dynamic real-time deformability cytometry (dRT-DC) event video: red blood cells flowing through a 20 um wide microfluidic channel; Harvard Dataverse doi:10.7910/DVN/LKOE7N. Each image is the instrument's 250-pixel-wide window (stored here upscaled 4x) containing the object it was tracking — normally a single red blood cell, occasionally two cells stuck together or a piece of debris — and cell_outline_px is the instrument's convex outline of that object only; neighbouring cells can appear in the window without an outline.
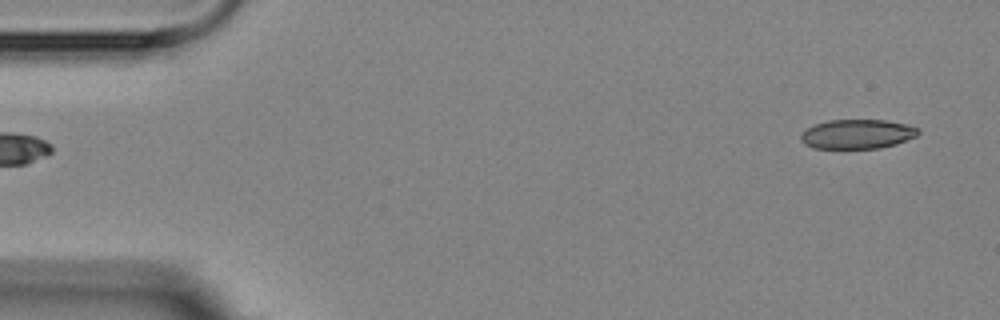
{"species": "Egyptian fruit bat (a non-hibernating species)", "species_latin": "Rousettus aegyptiacus", "temperature_condition": "room temperature", "stored_images_in_passage": 6, "segment_of_instrument_passage": [2, 2], "camera_frame_rate_fps": 3000, "um_per_image_px": 0.085, "animal": {"sex": "female"}, "frame": {"image": 1, "passage_image": 6, "time_ms": 5.667, "image_size_px": [1000, 320], "cell_outline_px": [[920, 132], [916, 136], [896, 144], [880, 148], [812, 148], [804, 144], [800, 140], [800, 136], [808, 128], [816, 124], [828, 120], [884, 120], [908, 124], [920, 128]], "centroid_in_image_um": [72.89, 11.39], "position_along_channel_um": 12.1, "area_um2": 20.11}}